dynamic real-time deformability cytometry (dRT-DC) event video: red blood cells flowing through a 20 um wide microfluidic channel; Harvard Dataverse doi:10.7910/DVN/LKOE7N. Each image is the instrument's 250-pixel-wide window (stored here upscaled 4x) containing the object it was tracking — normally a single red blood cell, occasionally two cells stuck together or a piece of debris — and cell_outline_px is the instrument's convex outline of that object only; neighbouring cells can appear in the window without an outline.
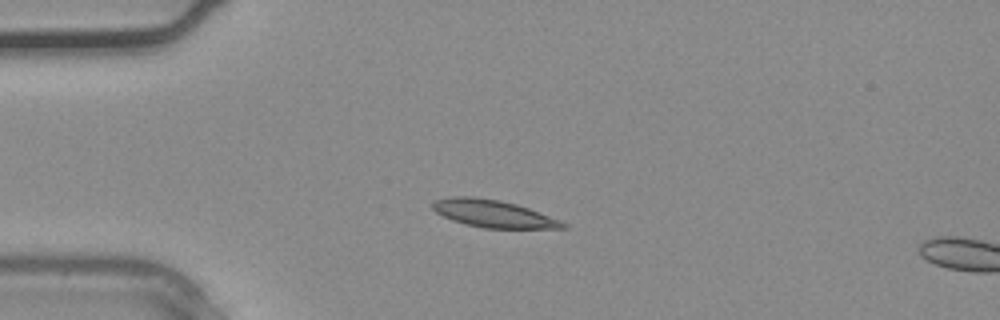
{"species": "common noctule bat (a hibernating species)", "species_latin": "Nyctalus noctula", "temperature_condition": "warm", "stored_images_in_passage": 2, "camera_frame_rate_fps": 3000, "um_per_image_px": 0.085, "animal": {"sex": "male", "body_mass_g": 20.4}, "frame": {"image": 1, "passage_image": 1, "time_ms": 0.0, "image_size_px": [1000, 320], "cell_outline_px": [[568, 228], [484, 228], [464, 224], [452, 220], [436, 212], [432, 208], [432, 204], [436, 200], [452, 196], [476, 196], [500, 200], [516, 204], [528, 208], [560, 220], [568, 224]], "centroid_in_image_um": [41.92, 18.16], "position_along_channel_um": 43.1, "area_um2": 20.75}}